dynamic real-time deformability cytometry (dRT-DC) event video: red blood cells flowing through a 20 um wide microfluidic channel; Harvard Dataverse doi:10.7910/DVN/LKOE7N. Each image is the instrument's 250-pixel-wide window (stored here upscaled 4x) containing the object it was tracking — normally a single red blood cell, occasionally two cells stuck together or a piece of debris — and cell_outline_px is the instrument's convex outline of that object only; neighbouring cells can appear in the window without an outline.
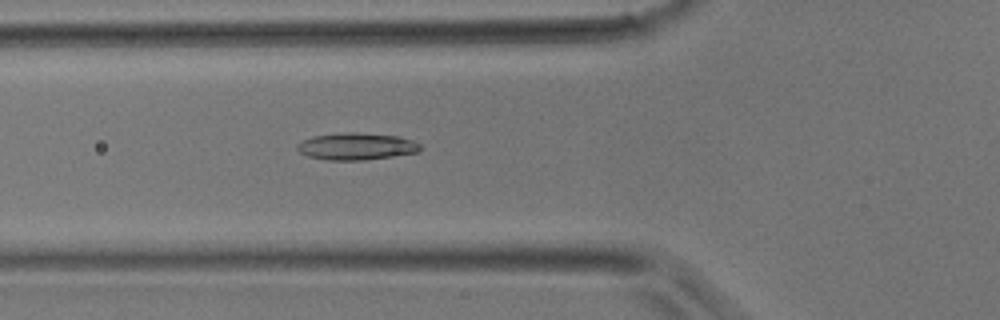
{"species": "common noctule bat (a hibernating species)", "species_latin": "Nyctalus noctula", "temperature_condition": "room temperature", "stored_images_in_passage": 29, "camera_frame_rate_fps": 3000, "um_per_image_px": 0.085, "animal": {"sex": "male", "body_mass_g": 17.9}, "frame": {"image": 1, "passage_image": 6, "time_ms": 1.667, "image_size_px": [1000, 320], "cell_outline_px": [[420, 152], [364, 160], [328, 160], [308, 156], [300, 152], [296, 148], [296, 144], [312, 136], [348, 132], [356, 132], [396, 136], [412, 140], [420, 144]], "centroid_in_image_um": [30.28, 12.44], "position_along_channel_um": 95.5, "area_um2": 19.25}}
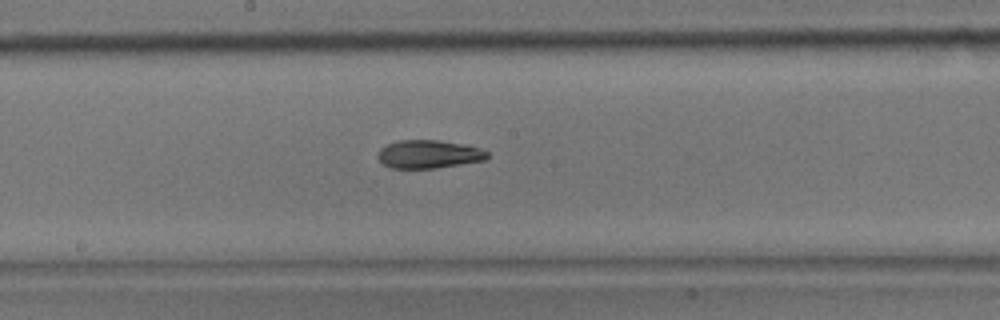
{"frame": {"image": 2, "passage_image": 13, "time_ms": 4.0, "image_size_px": [1000, 320], "cell_outline_px": [[488, 156], [484, 160], [436, 168], [392, 168], [384, 164], [376, 156], [380, 148], [388, 144], [400, 140], [440, 140], [480, 148], [488, 152]], "centroid_in_image_um": [36.42, 13.1], "position_along_channel_um": 211.8, "area_um2": 17.8}}
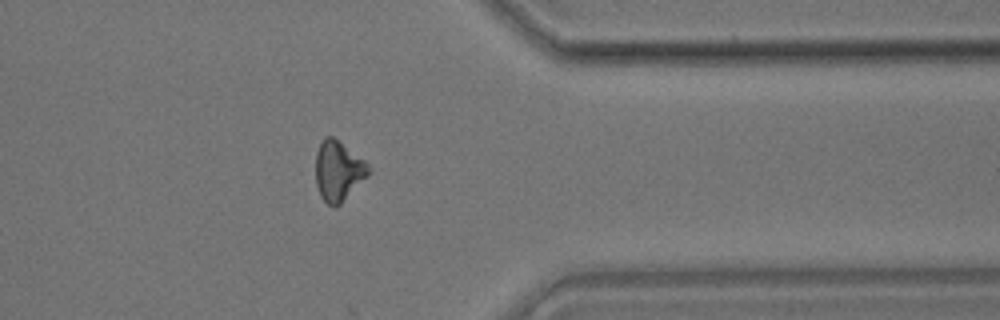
{"frame": {"image": 3, "passage_image": 24, "time_ms": 7.667, "image_size_px": [1000, 320], "cell_outline_px": [[372, 172], [340, 204], [328, 204], [320, 196], [316, 184], [316, 152], [324, 136], [332, 136], [364, 160], [368, 164]], "centroid_in_image_um": [28.76, 14.51], "position_along_channel_um": 382.6, "area_um2": 18.26}}